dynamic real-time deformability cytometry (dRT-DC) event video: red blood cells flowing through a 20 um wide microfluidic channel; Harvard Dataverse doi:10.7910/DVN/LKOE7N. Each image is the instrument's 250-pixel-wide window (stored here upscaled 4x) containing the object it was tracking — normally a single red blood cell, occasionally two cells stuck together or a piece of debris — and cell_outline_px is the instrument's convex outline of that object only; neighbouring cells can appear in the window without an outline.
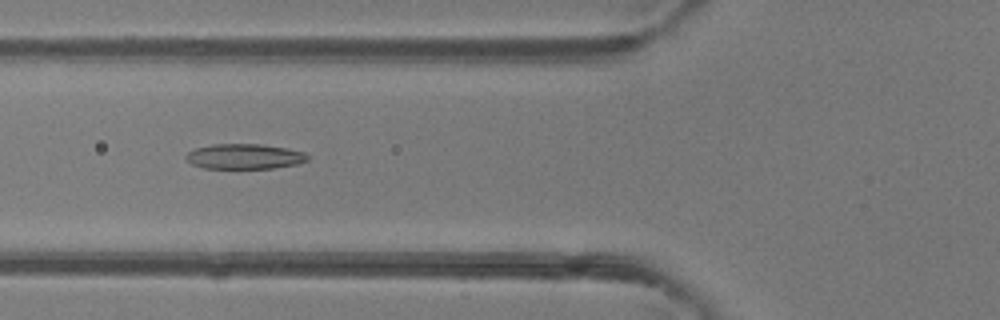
{"species": "common noctule bat (a hibernating species)", "species_latin": "Nyctalus noctula", "temperature_condition": "room temperature", "stored_images_in_passage": 49, "camera_frame_rate_fps": 3000, "um_per_image_px": 0.085, "animal": {"sex": "female"}, "frame": {"image": 1, "passage_image": 18, "time_ms": 5.667, "image_size_px": [1000, 320], "cell_outline_px": [[308, 160], [296, 164], [272, 168], [204, 168], [192, 164], [184, 156], [188, 152], [196, 148], [212, 144], [260, 144], [288, 148], [304, 152], [308, 156]], "centroid_in_image_um": [20.78, 13.29], "position_along_channel_um": 105.0, "area_um2": 17.74}}
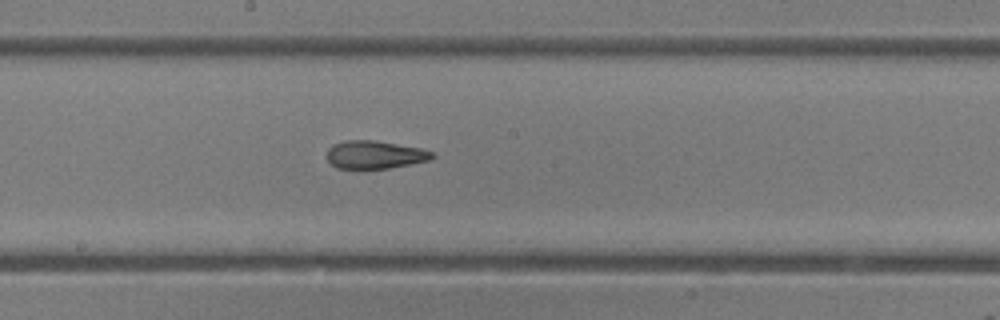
{"frame": {"image": 2, "passage_image": 26, "time_ms": 8.333, "image_size_px": [1000, 320], "cell_outline_px": [[436, 156], [432, 160], [388, 168], [336, 168], [328, 160], [328, 148], [332, 144], [348, 140], [376, 140], [420, 148], [432, 152]], "centroid_in_image_um": [31.88, 13.14], "position_along_channel_um": 216.3, "area_um2": 17.11}}
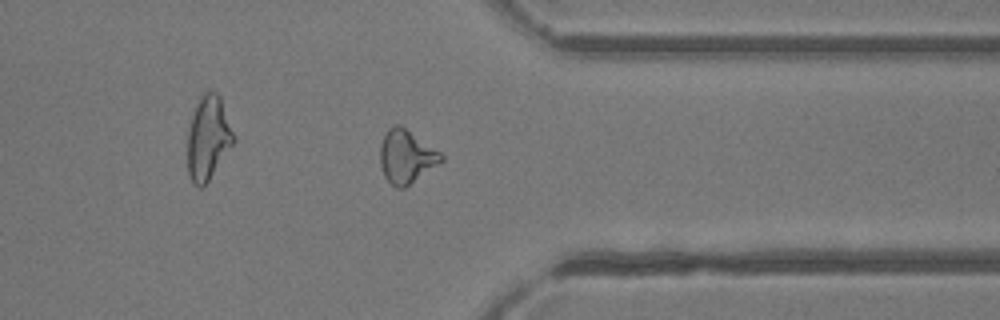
{"frame": {"image": 3, "passage_image": 38, "time_ms": 12.333, "image_size_px": [1000, 320], "cell_outline_px": [[444, 160], [404, 188], [396, 188], [384, 176], [380, 164], [380, 144], [388, 128], [392, 124], [400, 124], [440, 152], [444, 156]], "centroid_in_image_um": [34.52, 13.29], "position_along_channel_um": 376.9, "area_um2": 18.84}, "authors_computed_cell_mechanics": {"area_um2": 18.4382, "velocity_mm_per_s": 4.152, "shape_relaxation_time_tau1_ms": null, "shape_relaxation_time_tau2_ms": 3.1408, "deformation_change_tau1": null, "deformation_change_tau2": 0.1271}}